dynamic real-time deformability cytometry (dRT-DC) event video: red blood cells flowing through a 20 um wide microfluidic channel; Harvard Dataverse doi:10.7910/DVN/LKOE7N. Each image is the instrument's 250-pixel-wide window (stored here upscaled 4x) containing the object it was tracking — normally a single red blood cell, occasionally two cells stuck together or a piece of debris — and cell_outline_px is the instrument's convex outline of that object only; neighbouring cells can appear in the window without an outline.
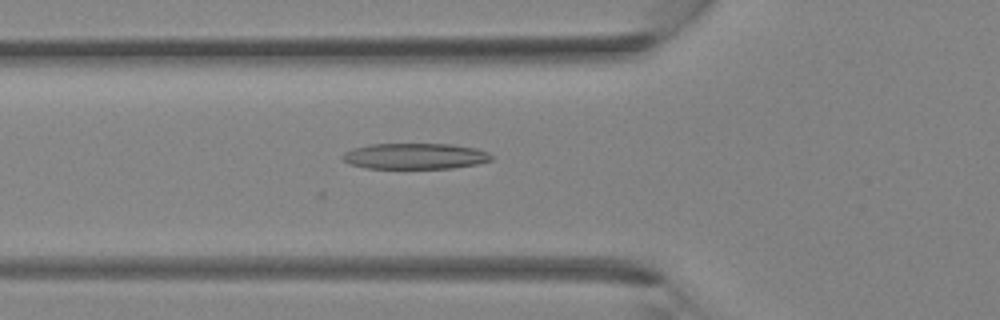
{"species": "Egyptian fruit bat (a non-hibernating species)", "species_latin": "Rousettus aegyptiacus", "temperature_condition": "room temperature", "stored_images_in_passage": 26, "camera_frame_rate_fps": 3000, "um_per_image_px": 0.085, "animal": {"sex": "female"}, "frame": {"image": 1, "passage_image": 2, "time_ms": 0.333, "image_size_px": [1000, 320], "cell_outline_px": [[492, 160], [476, 164], [452, 168], [364, 168], [348, 164], [340, 156], [344, 152], [352, 148], [368, 144], [452, 144], [476, 148], [488, 152], [492, 156]], "centroid_in_image_um": [35.24, 13.27], "position_along_channel_um": 90.6, "area_um2": 22.6}}
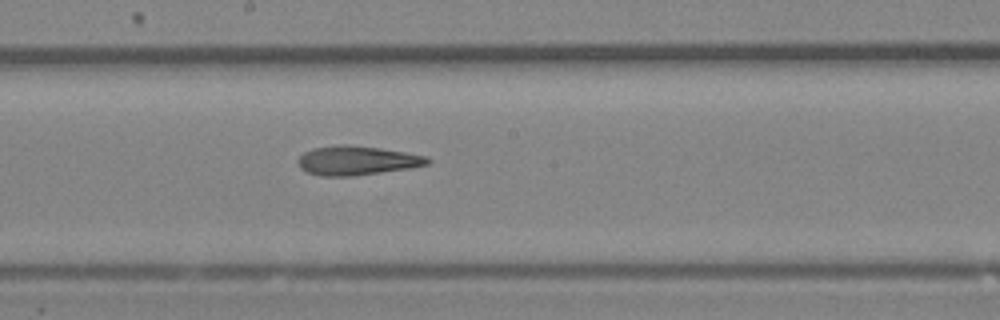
{"frame": {"image": 2, "passage_image": 9, "time_ms": 2.667, "image_size_px": [1000, 320], "cell_outline_px": [[432, 160], [428, 164], [412, 168], [352, 176], [320, 176], [308, 172], [300, 168], [296, 160], [304, 152], [312, 148], [340, 144], [344, 144], [380, 148], [428, 156]], "centroid_in_image_um": [30.34, 13.64], "position_along_channel_um": 217.9, "area_um2": 22.14}}
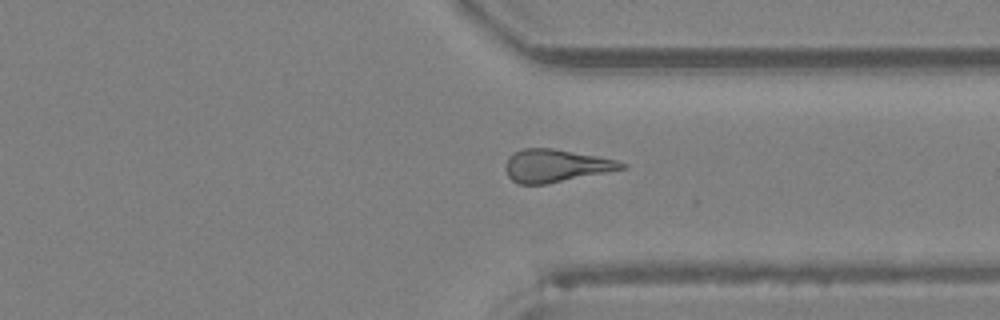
{"frame": {"image": 3, "passage_image": 17, "time_ms": 5.333, "image_size_px": [1000, 320], "cell_outline_px": [[628, 168], [544, 184], [516, 184], [508, 176], [504, 168], [504, 164], [508, 156], [512, 152], [524, 148], [552, 148], [596, 156], [616, 160], [628, 164]], "centroid_in_image_um": [47.2, 14.08], "position_along_channel_um": 364.2, "area_um2": 22.2}}